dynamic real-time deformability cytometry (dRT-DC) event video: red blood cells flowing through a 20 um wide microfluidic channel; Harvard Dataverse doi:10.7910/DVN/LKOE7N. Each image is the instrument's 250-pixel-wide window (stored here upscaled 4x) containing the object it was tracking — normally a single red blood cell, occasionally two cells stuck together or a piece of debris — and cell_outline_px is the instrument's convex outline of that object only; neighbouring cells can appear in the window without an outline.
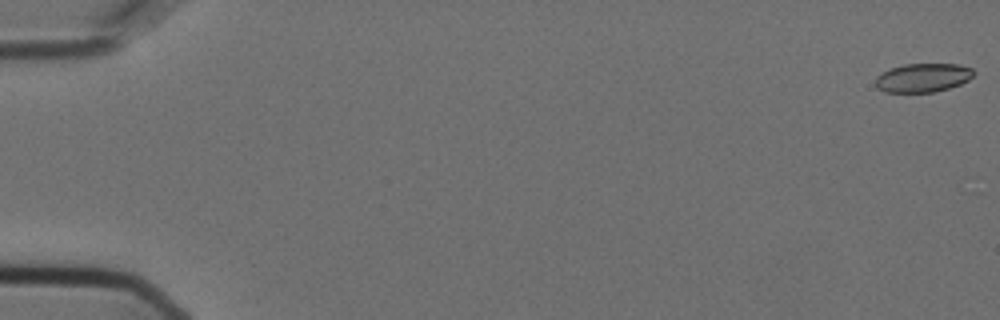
{"species": "Egyptian fruit bat (a non-hibernating species)", "species_latin": "Rousettus aegyptiacus", "temperature_condition": "cold", "stored_images_in_passage": 3, "camera_frame_rate_fps": 3000, "um_per_image_px": 0.085, "animal": {"sex": "female"}, "frame": {"image": 1, "passage_image": 1, "time_ms": 0.0, "image_size_px": [1000, 320], "cell_outline_px": [[976, 72], [968, 80], [960, 84], [948, 88], [932, 92], [884, 92], [876, 88], [876, 76], [892, 68], [904, 64], [956, 64], [972, 68]], "centroid_in_image_um": [78.45, 6.61], "position_along_channel_um": 6.6, "area_um2": 16.36}}